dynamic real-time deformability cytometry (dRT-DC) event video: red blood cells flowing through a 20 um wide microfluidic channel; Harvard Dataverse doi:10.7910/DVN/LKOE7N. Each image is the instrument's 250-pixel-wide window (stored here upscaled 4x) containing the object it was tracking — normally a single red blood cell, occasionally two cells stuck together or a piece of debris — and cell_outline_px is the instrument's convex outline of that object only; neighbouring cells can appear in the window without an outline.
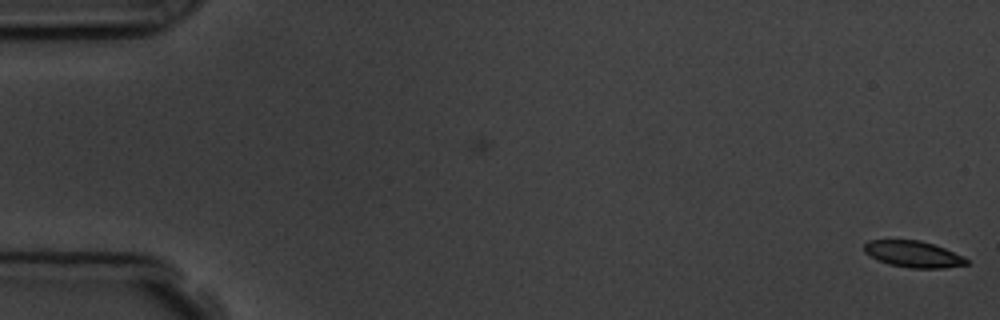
{"species": "common noctule bat (a hibernating species)", "species_latin": "Nyctalus noctula", "temperature_condition": "room temperature", "stored_images_in_passage": 17, "camera_frame_rate_fps": 3000, "um_per_image_px": 0.085, "animal": {"sex": "male", "body_mass_g": 19.5, "forearm_length_mm": 54.6}, "frame": {"image": 1, "passage_image": 1, "time_ms": 0.0, "image_size_px": [1000, 320], "cell_outline_px": [[968, 264], [944, 268], [908, 268], [888, 264], [864, 252], [864, 244], [868, 240], [920, 240], [944, 248], [964, 256], [968, 260]], "centroid_in_image_um": [77.64, 21.6], "position_along_channel_um": 7.4, "area_um2": 15.66}}
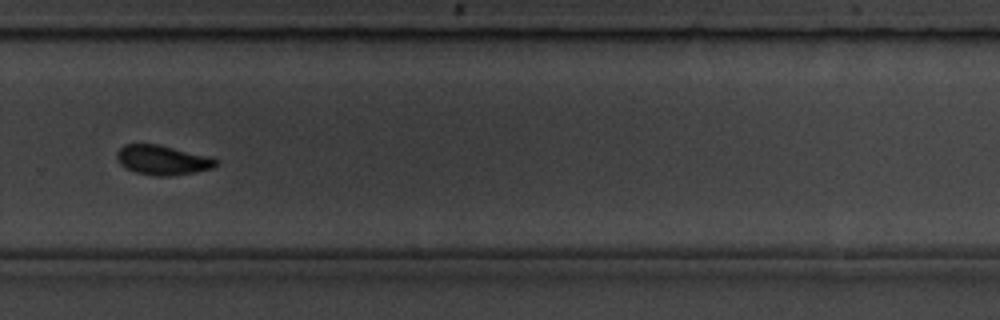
{"frame": {"image": 2, "passage_image": 12, "time_ms": 12.333, "image_size_px": [1000, 320], "cell_outline_px": [[220, 164], [212, 168], [196, 172], [168, 176], [156, 176], [136, 172], [124, 168], [120, 164], [116, 156], [116, 152], [124, 144], [160, 144], [208, 156], [220, 160]], "centroid_in_image_um": [13.83, 13.6], "position_along_channel_um": 316.0, "area_um2": 17.28}}
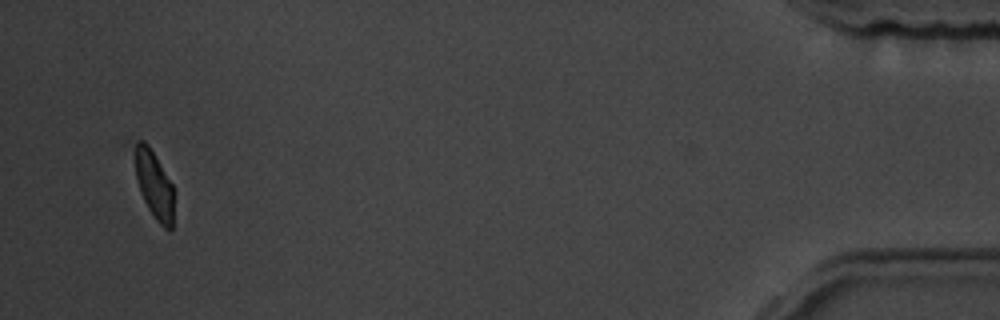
{"frame": {"image": 3, "passage_image": 16, "time_ms": 17.333, "image_size_px": [1000, 320], "cell_outline_px": [[172, 228], [168, 232], [156, 220], [148, 208], [140, 192], [136, 180], [136, 140], [144, 140], [148, 144], [172, 184]], "centroid_in_image_um": [13.09, 15.72], "position_along_channel_um": 422.1, "area_um2": 14.91}, "authors_computed_cell_mechanics": {"area_um2": 16.9354, "velocity_mm_per_s": 3.7288, "shape_relaxation_time_tau1_ms": 1.9148, "shape_relaxation_time_tau2_ms": null, "deformation_change_tau1": 0.065, "deformation_change_tau2": null}}